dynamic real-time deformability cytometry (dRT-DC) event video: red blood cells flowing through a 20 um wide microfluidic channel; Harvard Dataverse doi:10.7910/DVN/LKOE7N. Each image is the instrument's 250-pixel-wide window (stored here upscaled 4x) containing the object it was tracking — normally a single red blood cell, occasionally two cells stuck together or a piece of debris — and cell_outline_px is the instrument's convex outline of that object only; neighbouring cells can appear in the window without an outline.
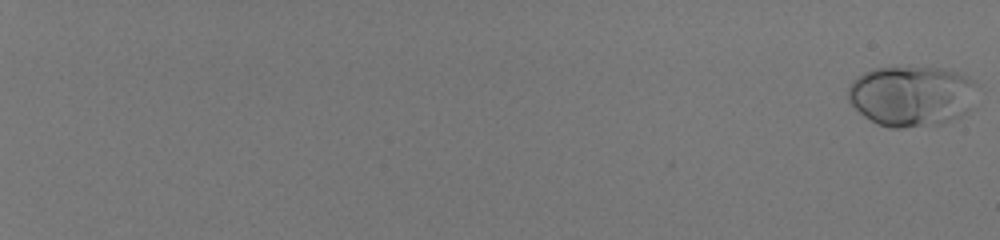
{"species": "human", "species_latin": "Homo sapiens", "temperature_condition": "room temperature", "stored_images_in_passage": 59, "camera_frame_rate_fps": 3000, "um_per_image_px": 0.085, "donor": {"sex": "male"}, "frame": {"image": 1, "passage_image": 1, "time_ms": 0.0, "image_size_px": [1000, 240], "cell_outline_px": [[976, 84], [968, 112], [960, 116], [940, 124], [904, 128], [888, 128], [876, 124], [864, 116], [848, 100], [848, 88], [852, 80], [864, 72], [872, 68], [940, 68], [956, 72], [976, 80]], "centroid_in_image_um": [77.45, 8.17], "position_along_channel_um": 7.5, "area_um2": 45.43}}
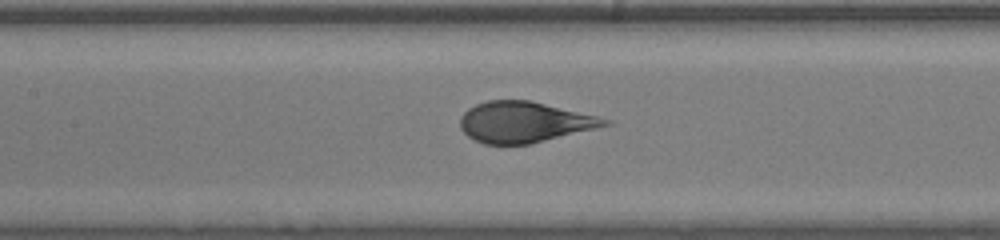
{"frame": {"image": 2, "passage_image": 35, "time_ms": 11.333, "image_size_px": [1000, 240], "cell_outline_px": [[612, 124], [596, 128], [528, 144], [484, 144], [468, 136], [460, 128], [460, 116], [468, 108], [476, 104], [488, 100], [528, 100], [596, 116], [612, 120]], "centroid_in_image_um": [44.52, 10.37], "position_along_channel_um": 162.9, "area_um2": 33.93}}
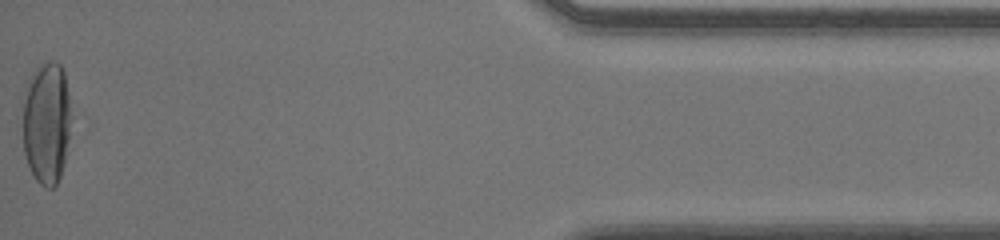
{"frame": {"image": 3, "passage_image": 59, "time_ms": 19.333, "image_size_px": [1000, 240], "cell_outline_px": [[72, 116], [64, 164], [60, 176], [56, 184], [52, 188], [44, 188], [36, 180], [28, 164], [24, 152], [24, 100], [28, 80], [32, 72], [36, 68], [48, 60], [56, 60], [60, 64], [64, 72]], "centroid_in_image_um": [3.98, 10.42], "position_along_channel_um": 431.2, "area_um2": 34.56}}